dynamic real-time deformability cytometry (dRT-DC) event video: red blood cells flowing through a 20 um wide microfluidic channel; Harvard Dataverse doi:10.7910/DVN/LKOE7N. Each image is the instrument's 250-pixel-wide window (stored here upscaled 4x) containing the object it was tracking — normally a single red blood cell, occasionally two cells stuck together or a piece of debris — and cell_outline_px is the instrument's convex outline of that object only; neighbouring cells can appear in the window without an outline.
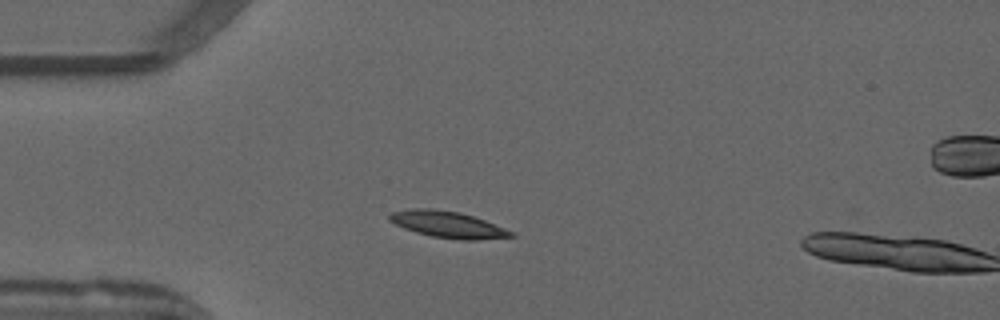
{"species": "common noctule bat (a hibernating species)", "species_latin": "Nyctalus noctula", "temperature_condition": "warm", "stored_images_in_passage": 9, "camera_frame_rate_fps": 3000, "um_per_image_px": 0.085, "animal": {"sex": "male", "forearm_length_mm": 52.5}, "frame": {"image": 1, "passage_image": 8, "time_ms": 2.333, "image_size_px": [1000, 320], "cell_outline_px": [[516, 236], [476, 240], [460, 240], [432, 236], [416, 232], [404, 228], [388, 220], [388, 216], [392, 212], [412, 208], [432, 208], [460, 212], [484, 220], [516, 232]], "centroid_in_image_um": [38.08, 19.08], "position_along_channel_um": 46.9, "area_um2": 18.79}}